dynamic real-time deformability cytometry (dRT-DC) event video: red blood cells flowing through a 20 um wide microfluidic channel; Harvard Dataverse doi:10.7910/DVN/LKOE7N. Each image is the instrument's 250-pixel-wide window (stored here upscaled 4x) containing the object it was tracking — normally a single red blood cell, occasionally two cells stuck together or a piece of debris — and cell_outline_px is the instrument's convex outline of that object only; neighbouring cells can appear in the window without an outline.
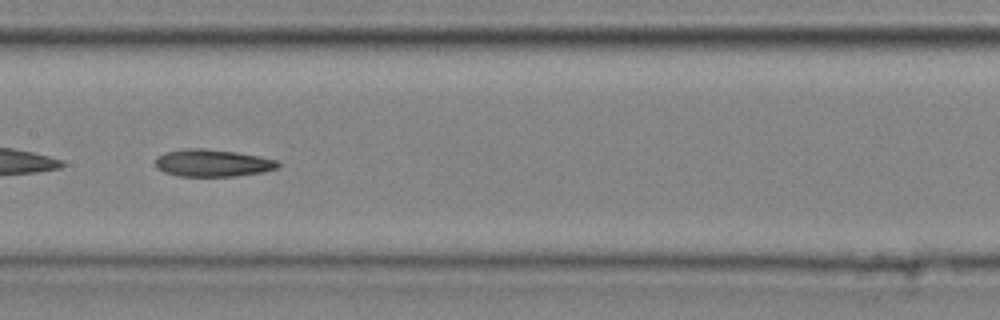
{"species": "common noctule bat (a hibernating species)", "species_latin": "Nyctalus noctula", "temperature_condition": "cold", "stored_images_in_passage": 33, "camera_frame_rate_fps": 3000, "um_per_image_px": 0.085, "animal": {"sex": "male", "body_mass_g": 20.4}, "frame": {"image": 1, "passage_image": 10, "time_ms": 3.0, "image_size_px": [1000, 320], "cell_outline_px": [[280, 164], [276, 168], [264, 172], [236, 176], [176, 176], [164, 172], [156, 168], [156, 156], [164, 152], [184, 148], [204, 148], [236, 152], [260, 156], [276, 160]], "centroid_in_image_um": [18.03, 13.85], "position_along_channel_um": 189.4, "area_um2": 19.65}}
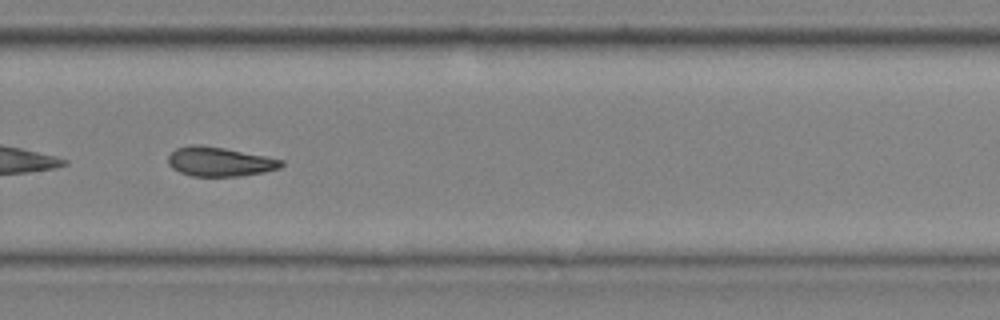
{"frame": {"image": 2, "passage_image": 19, "time_ms": 6.0, "image_size_px": [1000, 320], "cell_outline_px": [[284, 164], [280, 168], [264, 172], [240, 176], [192, 176], [180, 172], [172, 168], [168, 164], [168, 156], [176, 148], [192, 144], [200, 144], [224, 148], [284, 160]], "centroid_in_image_um": [18.65, 13.74], "position_along_channel_um": 311.1, "area_um2": 19.31}, "authors_computed_cell_mechanics": {"area_um2": 19.1896, "velocity_mm_per_s": 4.0646, "shape_relaxation_time_tau1_ms": 7.2955, "shape_relaxation_time_tau2_ms": 5.2626, "deformation_change_tau1": 0.1691, "deformation_change_tau2": 0.1395}}